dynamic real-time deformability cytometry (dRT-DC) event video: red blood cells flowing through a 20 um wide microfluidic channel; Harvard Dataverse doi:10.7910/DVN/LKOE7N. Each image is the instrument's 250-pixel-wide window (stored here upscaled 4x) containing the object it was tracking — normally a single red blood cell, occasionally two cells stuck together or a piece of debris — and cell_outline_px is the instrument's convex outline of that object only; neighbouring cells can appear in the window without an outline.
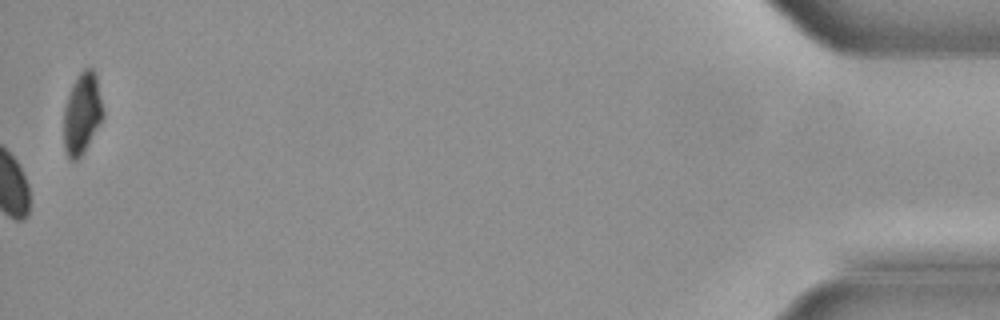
{"species": "common noctule bat (a hibernating species)", "species_latin": "Nyctalus noctula", "temperature_condition": "cold", "stored_images_in_passage": 46, "camera_frame_rate_fps": 3000, "um_per_image_px": 0.085, "animal": {"sex": "male", "body_mass_g": 21.5, "forearm_length_mm": 52.0}, "frame": {"image": 1, "passage_image": 46, "time_ms": 15.0, "image_size_px": [1000, 320], "cell_outline_px": [[104, 116], [100, 124], [80, 156], [76, 160], [72, 160], [68, 156], [64, 148], [64, 108], [72, 84], [80, 72], [84, 68], [92, 68], [96, 76], [104, 112]], "centroid_in_image_um": [6.98, 9.62], "position_along_channel_um": 428.2, "area_um2": 18.32}}